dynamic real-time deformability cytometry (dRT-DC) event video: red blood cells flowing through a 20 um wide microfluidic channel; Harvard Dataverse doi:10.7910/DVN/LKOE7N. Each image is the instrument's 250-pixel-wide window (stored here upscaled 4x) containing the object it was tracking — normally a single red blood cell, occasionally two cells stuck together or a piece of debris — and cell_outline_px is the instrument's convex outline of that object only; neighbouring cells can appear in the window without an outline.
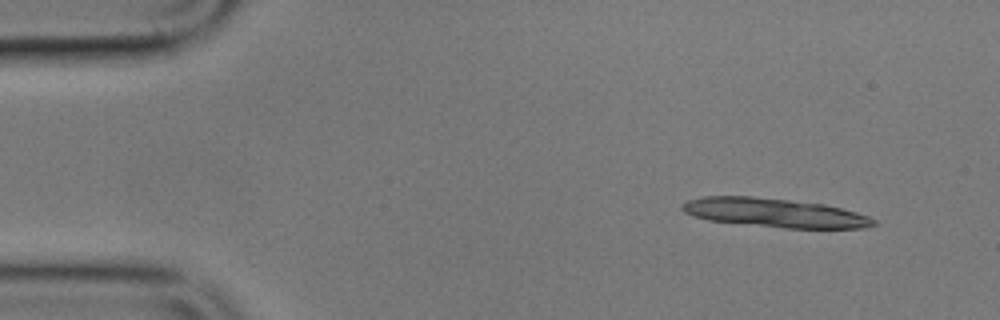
{"species": "common noctule bat (a hibernating species)", "species_latin": "Nyctalus noctula", "temperature_condition": "cold", "stored_images_in_passage": 4, "camera_frame_rate_fps": 3000, "um_per_image_px": 0.085, "animal": {"sex": "male", "body_mass_g": 17.9}, "frame": {"image": 1, "passage_image": 1, "time_ms": 0.0, "image_size_px": [1000, 320], "cell_outline_px": [[876, 224], [864, 228], [784, 228], [708, 220], [692, 216], [684, 212], [680, 208], [680, 204], [688, 200], [704, 196], [752, 196], [824, 204], [856, 212], [868, 216], [876, 220]], "centroid_in_image_um": [65.8, 18.08], "position_along_channel_um": 19.2, "area_um2": 32.19}}